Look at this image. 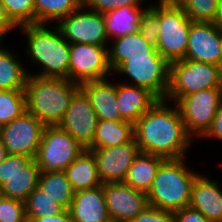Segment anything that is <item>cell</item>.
<instances>
[{
	"instance_id": "cell-1",
	"label": "cell",
	"mask_w": 222,
	"mask_h": 222,
	"mask_svg": "<svg viewBox=\"0 0 222 222\" xmlns=\"http://www.w3.org/2000/svg\"><path fill=\"white\" fill-rule=\"evenodd\" d=\"M134 139L141 152L165 159L190 156L195 140L187 133L178 106L158 100L134 124ZM193 145V146H192Z\"/></svg>"
},
{
	"instance_id": "cell-2",
	"label": "cell",
	"mask_w": 222,
	"mask_h": 222,
	"mask_svg": "<svg viewBox=\"0 0 222 222\" xmlns=\"http://www.w3.org/2000/svg\"><path fill=\"white\" fill-rule=\"evenodd\" d=\"M17 31L26 39L21 50L29 62L26 69L33 67L27 69L29 75L70 80V43L56 24L24 25Z\"/></svg>"
},
{
	"instance_id": "cell-3",
	"label": "cell",
	"mask_w": 222,
	"mask_h": 222,
	"mask_svg": "<svg viewBox=\"0 0 222 222\" xmlns=\"http://www.w3.org/2000/svg\"><path fill=\"white\" fill-rule=\"evenodd\" d=\"M80 84L66 78L29 75L25 85L26 111L44 126L58 125Z\"/></svg>"
},
{
	"instance_id": "cell-4",
	"label": "cell",
	"mask_w": 222,
	"mask_h": 222,
	"mask_svg": "<svg viewBox=\"0 0 222 222\" xmlns=\"http://www.w3.org/2000/svg\"><path fill=\"white\" fill-rule=\"evenodd\" d=\"M188 159H166L160 165L146 194L149 206L171 212L189 206L192 186L200 171L193 170Z\"/></svg>"
},
{
	"instance_id": "cell-5",
	"label": "cell",
	"mask_w": 222,
	"mask_h": 222,
	"mask_svg": "<svg viewBox=\"0 0 222 222\" xmlns=\"http://www.w3.org/2000/svg\"><path fill=\"white\" fill-rule=\"evenodd\" d=\"M222 88V68L210 63L183 59L169 66L165 100L177 103L182 97L204 89Z\"/></svg>"
},
{
	"instance_id": "cell-6",
	"label": "cell",
	"mask_w": 222,
	"mask_h": 222,
	"mask_svg": "<svg viewBox=\"0 0 222 222\" xmlns=\"http://www.w3.org/2000/svg\"><path fill=\"white\" fill-rule=\"evenodd\" d=\"M169 66L162 55L127 57L113 71V76H119L118 81L123 83L147 89L158 100H164L169 84Z\"/></svg>"
},
{
	"instance_id": "cell-7",
	"label": "cell",
	"mask_w": 222,
	"mask_h": 222,
	"mask_svg": "<svg viewBox=\"0 0 222 222\" xmlns=\"http://www.w3.org/2000/svg\"><path fill=\"white\" fill-rule=\"evenodd\" d=\"M191 20L174 0H159L156 50L171 64L185 58Z\"/></svg>"
},
{
	"instance_id": "cell-8",
	"label": "cell",
	"mask_w": 222,
	"mask_h": 222,
	"mask_svg": "<svg viewBox=\"0 0 222 222\" xmlns=\"http://www.w3.org/2000/svg\"><path fill=\"white\" fill-rule=\"evenodd\" d=\"M84 150L58 125L44 126L35 160L42 172L64 171Z\"/></svg>"
},
{
	"instance_id": "cell-9",
	"label": "cell",
	"mask_w": 222,
	"mask_h": 222,
	"mask_svg": "<svg viewBox=\"0 0 222 222\" xmlns=\"http://www.w3.org/2000/svg\"><path fill=\"white\" fill-rule=\"evenodd\" d=\"M221 102L222 88H211L188 94L176 103L185 129L195 141L211 128Z\"/></svg>"
},
{
	"instance_id": "cell-10",
	"label": "cell",
	"mask_w": 222,
	"mask_h": 222,
	"mask_svg": "<svg viewBox=\"0 0 222 222\" xmlns=\"http://www.w3.org/2000/svg\"><path fill=\"white\" fill-rule=\"evenodd\" d=\"M69 43L109 46L104 14L81 5L56 24Z\"/></svg>"
},
{
	"instance_id": "cell-11",
	"label": "cell",
	"mask_w": 222,
	"mask_h": 222,
	"mask_svg": "<svg viewBox=\"0 0 222 222\" xmlns=\"http://www.w3.org/2000/svg\"><path fill=\"white\" fill-rule=\"evenodd\" d=\"M112 76L108 46L70 43V81L81 85Z\"/></svg>"
},
{
	"instance_id": "cell-12",
	"label": "cell",
	"mask_w": 222,
	"mask_h": 222,
	"mask_svg": "<svg viewBox=\"0 0 222 222\" xmlns=\"http://www.w3.org/2000/svg\"><path fill=\"white\" fill-rule=\"evenodd\" d=\"M44 125L27 111L12 122L0 126V138L8 154L35 159Z\"/></svg>"
},
{
	"instance_id": "cell-13",
	"label": "cell",
	"mask_w": 222,
	"mask_h": 222,
	"mask_svg": "<svg viewBox=\"0 0 222 222\" xmlns=\"http://www.w3.org/2000/svg\"><path fill=\"white\" fill-rule=\"evenodd\" d=\"M86 150L90 151L96 160L102 184L123 182L129 167L140 152L135 139L118 146Z\"/></svg>"
},
{
	"instance_id": "cell-14",
	"label": "cell",
	"mask_w": 222,
	"mask_h": 222,
	"mask_svg": "<svg viewBox=\"0 0 222 222\" xmlns=\"http://www.w3.org/2000/svg\"><path fill=\"white\" fill-rule=\"evenodd\" d=\"M103 195L111 222H129L149 205L146 193L124 182L103 184Z\"/></svg>"
},
{
	"instance_id": "cell-15",
	"label": "cell",
	"mask_w": 222,
	"mask_h": 222,
	"mask_svg": "<svg viewBox=\"0 0 222 222\" xmlns=\"http://www.w3.org/2000/svg\"><path fill=\"white\" fill-rule=\"evenodd\" d=\"M98 117L86 94L80 89L72 98L58 126L69 133L85 149L92 143Z\"/></svg>"
},
{
	"instance_id": "cell-16",
	"label": "cell",
	"mask_w": 222,
	"mask_h": 222,
	"mask_svg": "<svg viewBox=\"0 0 222 222\" xmlns=\"http://www.w3.org/2000/svg\"><path fill=\"white\" fill-rule=\"evenodd\" d=\"M184 59L220 66V28L214 22L191 21Z\"/></svg>"
},
{
	"instance_id": "cell-17",
	"label": "cell",
	"mask_w": 222,
	"mask_h": 222,
	"mask_svg": "<svg viewBox=\"0 0 222 222\" xmlns=\"http://www.w3.org/2000/svg\"><path fill=\"white\" fill-rule=\"evenodd\" d=\"M200 173L192 186L189 207L201 212L211 222H222V183Z\"/></svg>"
},
{
	"instance_id": "cell-18",
	"label": "cell",
	"mask_w": 222,
	"mask_h": 222,
	"mask_svg": "<svg viewBox=\"0 0 222 222\" xmlns=\"http://www.w3.org/2000/svg\"><path fill=\"white\" fill-rule=\"evenodd\" d=\"M98 120L124 121L117 103L116 78L88 81L80 85Z\"/></svg>"
},
{
	"instance_id": "cell-19",
	"label": "cell",
	"mask_w": 222,
	"mask_h": 222,
	"mask_svg": "<svg viewBox=\"0 0 222 222\" xmlns=\"http://www.w3.org/2000/svg\"><path fill=\"white\" fill-rule=\"evenodd\" d=\"M75 222H111L101 186L74 192L68 208Z\"/></svg>"
},
{
	"instance_id": "cell-20",
	"label": "cell",
	"mask_w": 222,
	"mask_h": 222,
	"mask_svg": "<svg viewBox=\"0 0 222 222\" xmlns=\"http://www.w3.org/2000/svg\"><path fill=\"white\" fill-rule=\"evenodd\" d=\"M117 79L116 92L120 116L123 120L135 124L158 99L147 89L126 84Z\"/></svg>"
},
{
	"instance_id": "cell-21",
	"label": "cell",
	"mask_w": 222,
	"mask_h": 222,
	"mask_svg": "<svg viewBox=\"0 0 222 222\" xmlns=\"http://www.w3.org/2000/svg\"><path fill=\"white\" fill-rule=\"evenodd\" d=\"M108 53L112 71L127 57L161 55L154 46L147 43L139 31L111 40L108 46Z\"/></svg>"
},
{
	"instance_id": "cell-22",
	"label": "cell",
	"mask_w": 222,
	"mask_h": 222,
	"mask_svg": "<svg viewBox=\"0 0 222 222\" xmlns=\"http://www.w3.org/2000/svg\"><path fill=\"white\" fill-rule=\"evenodd\" d=\"M8 48V45L0 48V90L25 91L29 76L26 61H21L20 51Z\"/></svg>"
},
{
	"instance_id": "cell-23",
	"label": "cell",
	"mask_w": 222,
	"mask_h": 222,
	"mask_svg": "<svg viewBox=\"0 0 222 222\" xmlns=\"http://www.w3.org/2000/svg\"><path fill=\"white\" fill-rule=\"evenodd\" d=\"M165 160V158L158 155H152L140 151L134 162L129 167L128 173L123 182L135 190H139L147 194L152 186L160 165Z\"/></svg>"
},
{
	"instance_id": "cell-24",
	"label": "cell",
	"mask_w": 222,
	"mask_h": 222,
	"mask_svg": "<svg viewBox=\"0 0 222 222\" xmlns=\"http://www.w3.org/2000/svg\"><path fill=\"white\" fill-rule=\"evenodd\" d=\"M64 173L74 192L102 185L96 160L86 149L64 170Z\"/></svg>"
},
{
	"instance_id": "cell-25",
	"label": "cell",
	"mask_w": 222,
	"mask_h": 222,
	"mask_svg": "<svg viewBox=\"0 0 222 222\" xmlns=\"http://www.w3.org/2000/svg\"><path fill=\"white\" fill-rule=\"evenodd\" d=\"M147 7H120L104 13L105 30L109 41L139 31L142 13Z\"/></svg>"
},
{
	"instance_id": "cell-26",
	"label": "cell",
	"mask_w": 222,
	"mask_h": 222,
	"mask_svg": "<svg viewBox=\"0 0 222 222\" xmlns=\"http://www.w3.org/2000/svg\"><path fill=\"white\" fill-rule=\"evenodd\" d=\"M134 139V124L128 121L98 120L92 143L86 149L118 146Z\"/></svg>"
},
{
	"instance_id": "cell-27",
	"label": "cell",
	"mask_w": 222,
	"mask_h": 222,
	"mask_svg": "<svg viewBox=\"0 0 222 222\" xmlns=\"http://www.w3.org/2000/svg\"><path fill=\"white\" fill-rule=\"evenodd\" d=\"M40 168L35 159H32L19 173L11 175L1 185L2 196L25 201L29 194L38 186Z\"/></svg>"
},
{
	"instance_id": "cell-28",
	"label": "cell",
	"mask_w": 222,
	"mask_h": 222,
	"mask_svg": "<svg viewBox=\"0 0 222 222\" xmlns=\"http://www.w3.org/2000/svg\"><path fill=\"white\" fill-rule=\"evenodd\" d=\"M38 187L52 199L68 210L73 200L74 190L64 171L42 172L38 178Z\"/></svg>"
},
{
	"instance_id": "cell-29",
	"label": "cell",
	"mask_w": 222,
	"mask_h": 222,
	"mask_svg": "<svg viewBox=\"0 0 222 222\" xmlns=\"http://www.w3.org/2000/svg\"><path fill=\"white\" fill-rule=\"evenodd\" d=\"M82 5V0H34L35 24H57Z\"/></svg>"
},
{
	"instance_id": "cell-30",
	"label": "cell",
	"mask_w": 222,
	"mask_h": 222,
	"mask_svg": "<svg viewBox=\"0 0 222 222\" xmlns=\"http://www.w3.org/2000/svg\"><path fill=\"white\" fill-rule=\"evenodd\" d=\"M24 204L27 222L43 216L53 217L65 210L38 186L29 194Z\"/></svg>"
},
{
	"instance_id": "cell-31",
	"label": "cell",
	"mask_w": 222,
	"mask_h": 222,
	"mask_svg": "<svg viewBox=\"0 0 222 222\" xmlns=\"http://www.w3.org/2000/svg\"><path fill=\"white\" fill-rule=\"evenodd\" d=\"M26 112L25 91L0 90V126L12 122Z\"/></svg>"
},
{
	"instance_id": "cell-32",
	"label": "cell",
	"mask_w": 222,
	"mask_h": 222,
	"mask_svg": "<svg viewBox=\"0 0 222 222\" xmlns=\"http://www.w3.org/2000/svg\"><path fill=\"white\" fill-rule=\"evenodd\" d=\"M193 22H214L218 0H174Z\"/></svg>"
},
{
	"instance_id": "cell-33",
	"label": "cell",
	"mask_w": 222,
	"mask_h": 222,
	"mask_svg": "<svg viewBox=\"0 0 222 222\" xmlns=\"http://www.w3.org/2000/svg\"><path fill=\"white\" fill-rule=\"evenodd\" d=\"M10 20L19 28L35 24L34 0H0Z\"/></svg>"
},
{
	"instance_id": "cell-34",
	"label": "cell",
	"mask_w": 222,
	"mask_h": 222,
	"mask_svg": "<svg viewBox=\"0 0 222 222\" xmlns=\"http://www.w3.org/2000/svg\"><path fill=\"white\" fill-rule=\"evenodd\" d=\"M159 31V0H151L150 5L142 13L139 32L148 44L156 48Z\"/></svg>"
},
{
	"instance_id": "cell-35",
	"label": "cell",
	"mask_w": 222,
	"mask_h": 222,
	"mask_svg": "<svg viewBox=\"0 0 222 222\" xmlns=\"http://www.w3.org/2000/svg\"><path fill=\"white\" fill-rule=\"evenodd\" d=\"M0 222H27L24 202L2 196L0 198Z\"/></svg>"
},
{
	"instance_id": "cell-36",
	"label": "cell",
	"mask_w": 222,
	"mask_h": 222,
	"mask_svg": "<svg viewBox=\"0 0 222 222\" xmlns=\"http://www.w3.org/2000/svg\"><path fill=\"white\" fill-rule=\"evenodd\" d=\"M147 0H82V5L90 10L107 13L110 10L118 9L120 7H148L150 5ZM144 5V6H143Z\"/></svg>"
},
{
	"instance_id": "cell-37",
	"label": "cell",
	"mask_w": 222,
	"mask_h": 222,
	"mask_svg": "<svg viewBox=\"0 0 222 222\" xmlns=\"http://www.w3.org/2000/svg\"><path fill=\"white\" fill-rule=\"evenodd\" d=\"M32 160L31 157L20 154H8L0 163V186L5 183L11 175L21 170Z\"/></svg>"
},
{
	"instance_id": "cell-38",
	"label": "cell",
	"mask_w": 222,
	"mask_h": 222,
	"mask_svg": "<svg viewBox=\"0 0 222 222\" xmlns=\"http://www.w3.org/2000/svg\"><path fill=\"white\" fill-rule=\"evenodd\" d=\"M129 222H174V214L148 205Z\"/></svg>"
},
{
	"instance_id": "cell-39",
	"label": "cell",
	"mask_w": 222,
	"mask_h": 222,
	"mask_svg": "<svg viewBox=\"0 0 222 222\" xmlns=\"http://www.w3.org/2000/svg\"><path fill=\"white\" fill-rule=\"evenodd\" d=\"M174 222H211L201 212L193 208L184 207L173 212Z\"/></svg>"
},
{
	"instance_id": "cell-40",
	"label": "cell",
	"mask_w": 222,
	"mask_h": 222,
	"mask_svg": "<svg viewBox=\"0 0 222 222\" xmlns=\"http://www.w3.org/2000/svg\"><path fill=\"white\" fill-rule=\"evenodd\" d=\"M217 140V142H222V102L218 108V111L214 117L211 128L207 131V133L200 139L202 140Z\"/></svg>"
},
{
	"instance_id": "cell-41",
	"label": "cell",
	"mask_w": 222,
	"mask_h": 222,
	"mask_svg": "<svg viewBox=\"0 0 222 222\" xmlns=\"http://www.w3.org/2000/svg\"><path fill=\"white\" fill-rule=\"evenodd\" d=\"M18 27L10 20L4 5L0 1V31L9 38L12 32L16 35ZM14 32H16L14 34ZM10 33V34H9Z\"/></svg>"
},
{
	"instance_id": "cell-42",
	"label": "cell",
	"mask_w": 222,
	"mask_h": 222,
	"mask_svg": "<svg viewBox=\"0 0 222 222\" xmlns=\"http://www.w3.org/2000/svg\"><path fill=\"white\" fill-rule=\"evenodd\" d=\"M30 222H75L73 218L70 216L68 210H64L59 215L51 216H43L41 218H33Z\"/></svg>"
},
{
	"instance_id": "cell-43",
	"label": "cell",
	"mask_w": 222,
	"mask_h": 222,
	"mask_svg": "<svg viewBox=\"0 0 222 222\" xmlns=\"http://www.w3.org/2000/svg\"><path fill=\"white\" fill-rule=\"evenodd\" d=\"M214 23L219 27L222 28V0H218L217 3V12L214 19Z\"/></svg>"
},
{
	"instance_id": "cell-44",
	"label": "cell",
	"mask_w": 222,
	"mask_h": 222,
	"mask_svg": "<svg viewBox=\"0 0 222 222\" xmlns=\"http://www.w3.org/2000/svg\"><path fill=\"white\" fill-rule=\"evenodd\" d=\"M7 155V150L2 142V139L0 138V163L4 161Z\"/></svg>"
},
{
	"instance_id": "cell-45",
	"label": "cell",
	"mask_w": 222,
	"mask_h": 222,
	"mask_svg": "<svg viewBox=\"0 0 222 222\" xmlns=\"http://www.w3.org/2000/svg\"><path fill=\"white\" fill-rule=\"evenodd\" d=\"M220 67L222 68V28H220Z\"/></svg>"
},
{
	"instance_id": "cell-46",
	"label": "cell",
	"mask_w": 222,
	"mask_h": 222,
	"mask_svg": "<svg viewBox=\"0 0 222 222\" xmlns=\"http://www.w3.org/2000/svg\"><path fill=\"white\" fill-rule=\"evenodd\" d=\"M8 39L1 31H0V48L3 46L5 43V40Z\"/></svg>"
},
{
	"instance_id": "cell-47",
	"label": "cell",
	"mask_w": 222,
	"mask_h": 222,
	"mask_svg": "<svg viewBox=\"0 0 222 222\" xmlns=\"http://www.w3.org/2000/svg\"><path fill=\"white\" fill-rule=\"evenodd\" d=\"M2 197V193H1V186H0V198Z\"/></svg>"
}]
</instances>
